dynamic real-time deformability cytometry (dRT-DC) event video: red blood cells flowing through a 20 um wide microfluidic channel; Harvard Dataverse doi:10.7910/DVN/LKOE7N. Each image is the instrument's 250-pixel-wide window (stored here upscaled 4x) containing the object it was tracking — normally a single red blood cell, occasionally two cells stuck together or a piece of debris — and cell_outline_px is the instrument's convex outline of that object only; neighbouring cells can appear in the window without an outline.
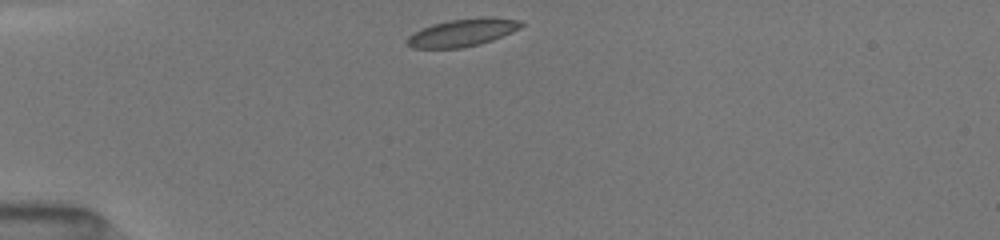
{"species": "common noctule bat (a hibernating species)", "species_latin": "Nyctalus noctula", "temperature_condition": "room temperature", "stored_images_in_passage": 38, "camera_frame_rate_fps": 3000, "um_per_image_px": 0.085, "animal": {"sex": "female", "body_mass_g": 19.5, "forearm_length_mm": 54.1}, "frame": {"image": 1, "passage_image": 1, "time_ms": 0.0, "image_size_px": [1000, 240], "cell_outline_px": [[524, 24], [520, 28], [512, 32], [492, 40], [480, 44], [464, 48], [412, 48], [408, 44], [408, 36], [432, 24], [448, 20], [516, 20]], "centroid_in_image_um": [39.23, 2.84], "position_along_channel_um": 45.8, "area_um2": 17.17}}
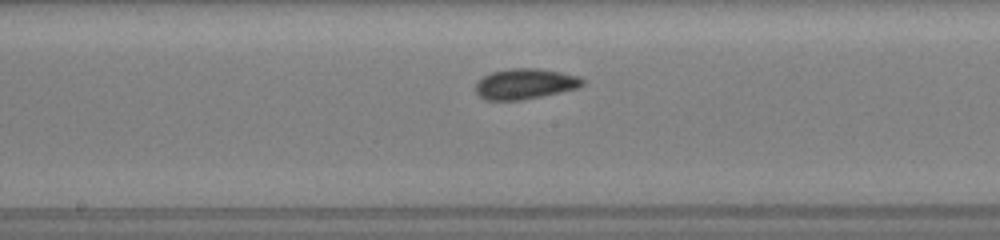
{"frame": {"image": 2, "passage_image": 15, "time_ms": 4.667, "image_size_px": [1000, 240], "cell_outline_px": [[584, 84], [576, 88], [560, 92], [520, 100], [484, 100], [476, 92], [476, 84], [484, 76], [492, 72], [508, 68], [532, 68], [560, 72], [576, 76], [584, 80]], "centroid_in_image_um": [44.6, 7.13], "position_along_channel_um": 203.6, "area_um2": 18.67}}
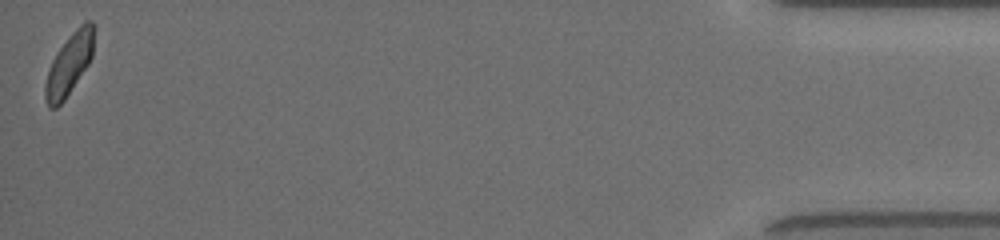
{"frame": {"image": 3, "passage_image": 38, "time_ms": 12.333, "image_size_px": [1000, 240], "cell_outline_px": [[96, 28], [92, 56], [88, 64], [64, 100], [56, 108], [48, 108], [44, 100], [44, 88], [48, 72], [52, 60], [60, 48], [76, 28], [84, 20], [92, 20], [96, 24]], "centroid_in_image_um": [5.91, 5.42], "position_along_channel_um": 429.3, "area_um2": 17.51}, "authors_computed_cell_mechanics": {"area_um2": 17.7735, "velocity_mm_per_s": 4.0293, "shape_relaxation_time_tau1_ms": 2.2611, "shape_relaxation_time_tau2_ms": 1.2856, "deformation_change_tau1": 0.0952, "deformation_change_tau2": 0.0569}}